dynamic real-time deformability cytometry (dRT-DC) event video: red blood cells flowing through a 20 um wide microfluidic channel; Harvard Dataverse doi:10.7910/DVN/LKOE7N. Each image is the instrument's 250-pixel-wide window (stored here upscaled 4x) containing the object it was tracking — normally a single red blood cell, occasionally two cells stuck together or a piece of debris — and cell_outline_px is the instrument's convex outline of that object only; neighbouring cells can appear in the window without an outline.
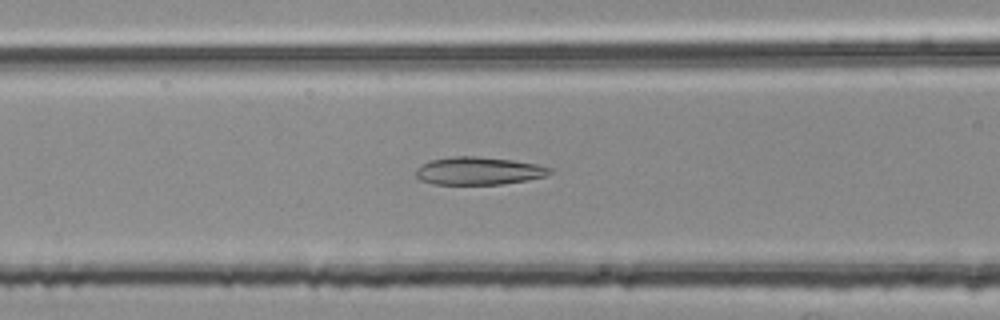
{"species": "common noctule bat (a hibernating species)", "species_latin": "Nyctalus noctula", "temperature_condition": "room temperature", "stored_images_in_passage": 51, "camera_frame_rate_fps": 3000, "um_per_image_px": 0.085, "animal": {"sex": "female", "body_mass_g": 25.1}, "frame": {"image": 1, "passage_image": 18, "time_ms": 5.667, "image_size_px": [1000, 320], "cell_outline_px": [[552, 172], [548, 176], [528, 180], [500, 184], [432, 184], [420, 180], [416, 176], [416, 168], [432, 160], [452, 156], [476, 156], [512, 160], [536, 164], [552, 168]], "centroid_in_image_um": [40.71, 14.53], "position_along_channel_um": 125.9, "area_um2": 21.68}}
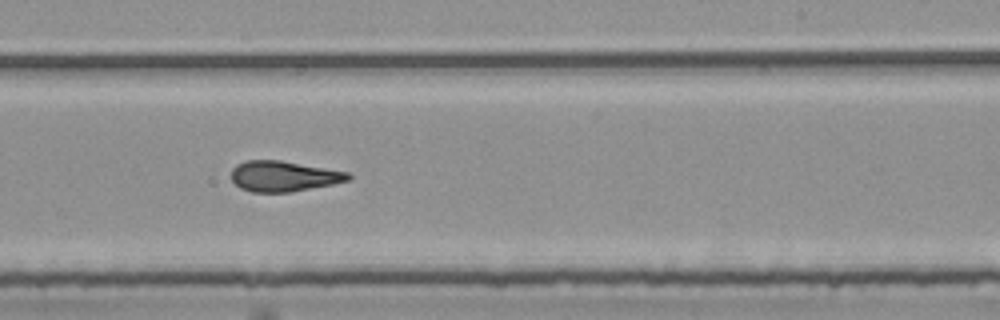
{"frame": {"image": 2, "passage_image": 29, "time_ms": 9.333, "image_size_px": [1000, 320], "cell_outline_px": [[352, 176], [348, 180], [332, 184], [292, 192], [252, 192], [240, 188], [232, 180], [232, 168], [236, 164], [248, 160], [280, 160], [348, 172]], "centroid_in_image_um": [24.09, 14.98], "position_along_channel_um": 264.9, "area_um2": 20.69}}
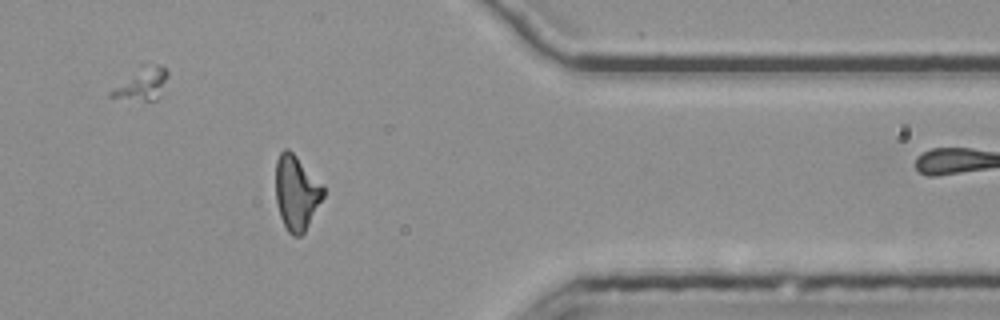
{"frame": {"image": 3, "passage_image": 40, "time_ms": 13.0, "image_size_px": [1000, 320], "cell_outline_px": [[324, 196], [304, 232], [300, 236], [292, 236], [288, 232], [280, 216], [276, 200], [276, 160], [280, 152], [284, 148], [288, 148], [324, 184]], "centroid_in_image_um": [25.2, 16.36], "position_along_channel_um": 386.2, "area_um2": 20.75}, "authors_computed_cell_mechanics": {"area_um2": 20.9814, "velocity_mm_per_s": 3.7949, "shape_relaxation_time_tau1_ms": null, "shape_relaxation_time_tau2_ms": 2.8269, "deformation_change_tau1": null, "deformation_change_tau2": 0.1223}}